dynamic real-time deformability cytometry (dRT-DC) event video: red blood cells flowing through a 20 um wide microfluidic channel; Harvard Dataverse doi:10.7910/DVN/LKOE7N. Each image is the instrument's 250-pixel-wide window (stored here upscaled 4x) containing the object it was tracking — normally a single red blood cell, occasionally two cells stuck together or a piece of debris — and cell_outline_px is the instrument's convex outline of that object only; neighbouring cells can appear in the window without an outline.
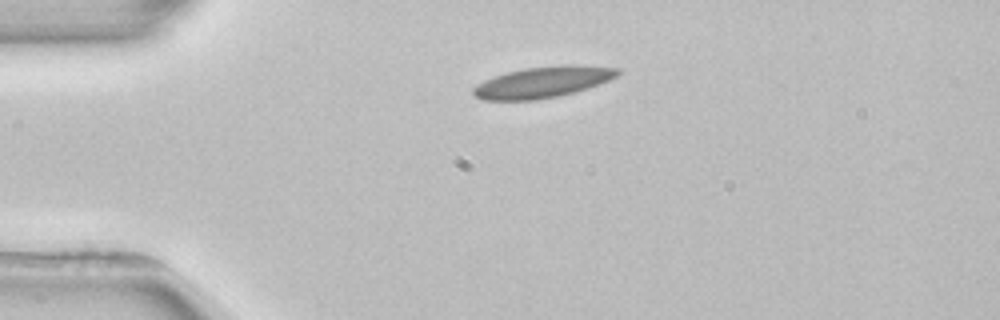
{"species": "common noctule bat (a hibernating species)", "species_latin": "Nyctalus noctula", "temperature_condition": "room temperature", "stored_images_in_passage": 6, "camera_frame_rate_fps": 3000, "um_per_image_px": 0.085, "animal": {"sex": "female", "body_mass_g": 22.7, "forearm_length_mm": 54.2}, "frame": {"image": 1, "passage_image": 1, "time_ms": 0.0, "image_size_px": [1000, 320], "cell_outline_px": [[624, 72], [608, 80], [572, 92], [556, 96], [536, 100], [484, 100], [476, 96], [472, 92], [472, 88], [476, 84], [484, 80], [508, 72], [524, 68], [560, 64], [580, 64], [620, 68]], "centroid_in_image_um": [46.15, 6.95], "position_along_channel_um": 38.9, "area_um2": 26.13}}
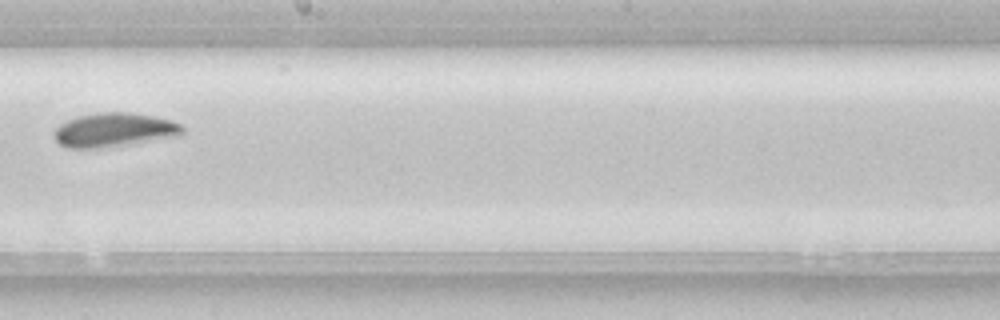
{"frame": {"image": 2, "passage_image": 6, "time_ms": 6.0, "image_size_px": [1000, 320], "cell_outline_px": [[184, 132], [180, 136], [128, 144], [96, 148], [68, 148], [60, 144], [52, 136], [52, 132], [60, 124], [76, 116], [96, 112], [128, 112], [152, 116], [172, 120], [180, 124], [184, 128]], "centroid_in_image_um": [9.68, 11.04], "position_along_channel_um": 238.5, "area_um2": 25.55}}